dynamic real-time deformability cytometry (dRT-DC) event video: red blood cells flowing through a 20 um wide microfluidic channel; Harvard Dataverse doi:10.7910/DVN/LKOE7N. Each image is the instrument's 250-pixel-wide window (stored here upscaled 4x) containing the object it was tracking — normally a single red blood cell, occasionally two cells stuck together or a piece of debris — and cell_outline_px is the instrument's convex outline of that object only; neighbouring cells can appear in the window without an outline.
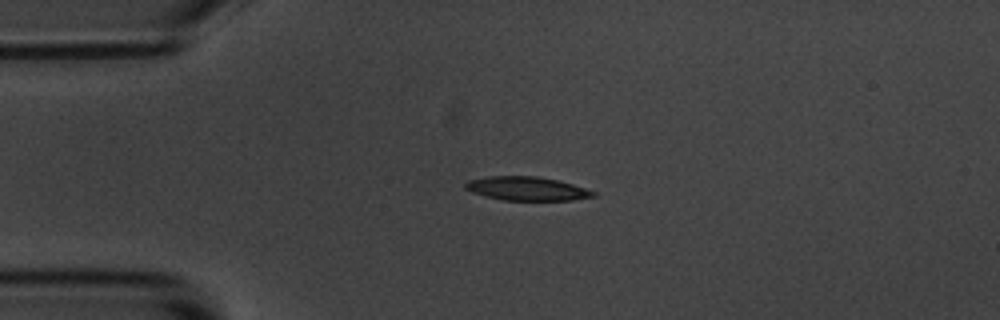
{"species": "common noctule bat (a hibernating species)", "species_latin": "Nyctalus noctula", "temperature_condition": "room temperature", "stored_images_in_passage": 3, "camera_frame_rate_fps": 3000, "um_per_image_px": 0.085, "animal": {"sex": "male", "body_mass_g": 20.1, "forearm_length_mm": 53.5}, "frame": {"image": 1, "passage_image": 2, "time_ms": 0.333, "image_size_px": [1000, 320], "cell_outline_px": [[596, 196], [572, 200], [500, 200], [472, 192], [464, 188], [464, 184], [468, 180], [488, 176], [536, 176], [560, 180], [596, 192]], "centroid_in_image_um": [44.77, 16.03], "position_along_channel_um": 40.2, "area_um2": 17.74}}